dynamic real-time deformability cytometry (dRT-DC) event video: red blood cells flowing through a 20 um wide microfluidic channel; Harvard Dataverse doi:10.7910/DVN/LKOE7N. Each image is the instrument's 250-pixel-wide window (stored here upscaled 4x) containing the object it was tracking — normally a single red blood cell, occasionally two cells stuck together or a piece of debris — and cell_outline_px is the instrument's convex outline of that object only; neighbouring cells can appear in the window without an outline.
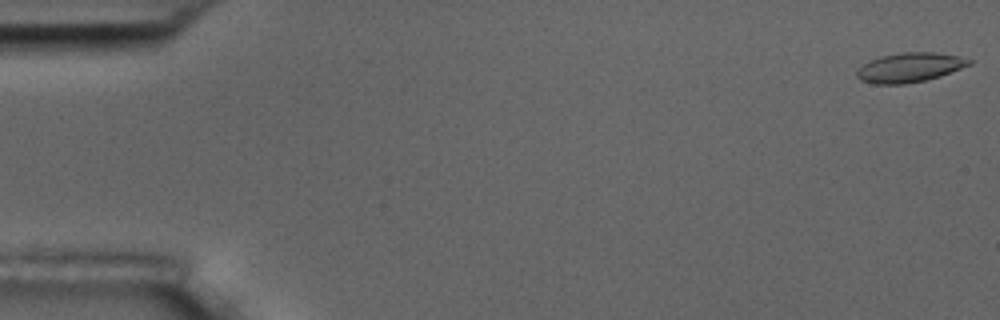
{"species": "common noctule bat (a hibernating species)", "species_latin": "Nyctalus noctula", "temperature_condition": "room temperature", "stored_images_in_passage": 6, "camera_frame_rate_fps": 3000, "um_per_image_px": 0.085, "animal": {"sex": "male", "body_mass_g": 17.5, "forearm_length_mm": 52.3}, "frame": {"image": 1, "passage_image": 1, "time_ms": 0.0, "image_size_px": [1000, 320], "cell_outline_px": [[972, 64], [940, 76], [924, 80], [904, 84], [872, 84], [860, 80], [856, 76], [856, 72], [864, 64], [880, 56], [904, 52], [932, 52], [956, 56], [972, 60]], "centroid_in_image_um": [77.3, 5.74], "position_along_channel_um": 7.7, "area_um2": 19.02}}
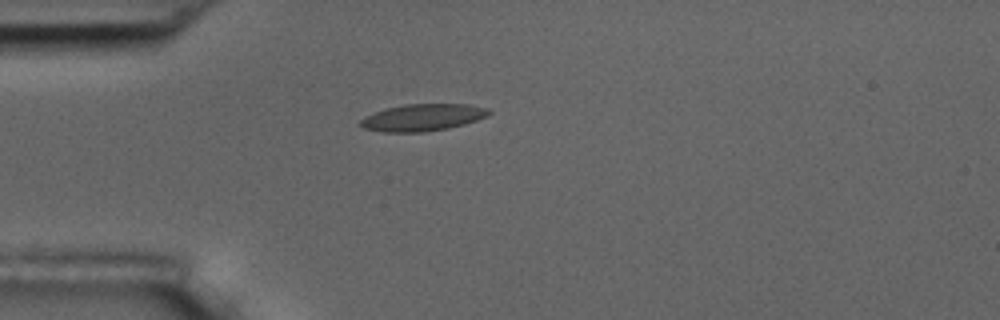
{"frame": {"image": 2, "passage_image": 5, "time_ms": 4.667, "image_size_px": [1000, 320], "cell_outline_px": [[492, 112], [488, 116], [464, 124], [448, 128], [424, 132], [380, 132], [364, 128], [360, 124], [360, 120], [364, 116], [388, 108], [404, 104], [468, 104], [488, 108]], "centroid_in_image_um": [35.94, 9.98], "position_along_channel_um": 49.1, "area_um2": 20.17}}